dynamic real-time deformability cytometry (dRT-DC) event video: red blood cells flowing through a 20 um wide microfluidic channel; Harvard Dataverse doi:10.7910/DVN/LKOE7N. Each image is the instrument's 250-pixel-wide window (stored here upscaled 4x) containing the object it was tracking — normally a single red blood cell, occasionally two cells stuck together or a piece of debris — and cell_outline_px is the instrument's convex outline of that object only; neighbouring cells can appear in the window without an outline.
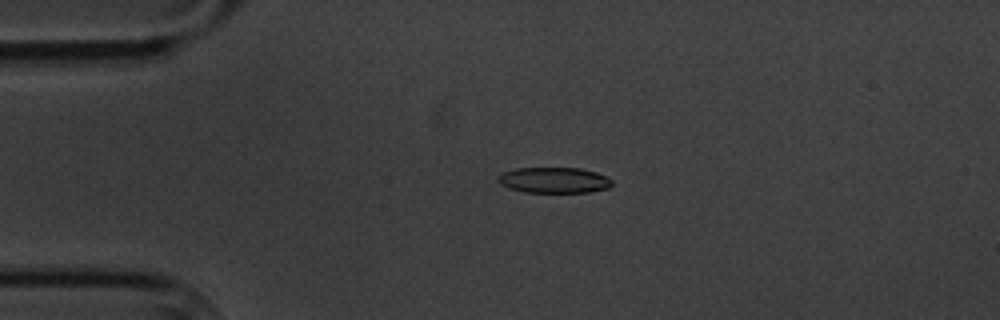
{"species": "common noctule bat (a hibernating species)", "species_latin": "Nyctalus noctula", "temperature_condition": "cold", "stored_images_in_passage": 4, "camera_frame_rate_fps": 3000, "um_per_image_px": 0.085, "animal": {"sex": "male", "body_mass_g": 20.1, "forearm_length_mm": 53.5}, "frame": {"image": 1, "passage_image": 3, "time_ms": 3.333, "image_size_px": [1000, 320], "cell_outline_px": [[612, 184], [608, 188], [588, 192], [524, 192], [508, 188], [500, 184], [496, 180], [500, 172], [516, 168], [580, 168], [596, 172], [612, 180]], "centroid_in_image_um": [47.03, 15.31], "position_along_channel_um": 38.0, "area_um2": 17.17}}